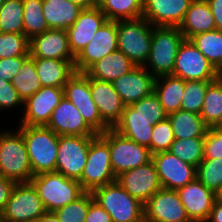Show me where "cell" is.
Instances as JSON below:
<instances>
[{
  "instance_id": "obj_22",
  "label": "cell",
  "mask_w": 222,
  "mask_h": 222,
  "mask_svg": "<svg viewBox=\"0 0 222 222\" xmlns=\"http://www.w3.org/2000/svg\"><path fill=\"white\" fill-rule=\"evenodd\" d=\"M46 127L58 136H96L97 134L86 124L81 113L65 97L53 110Z\"/></svg>"
},
{
  "instance_id": "obj_49",
  "label": "cell",
  "mask_w": 222,
  "mask_h": 222,
  "mask_svg": "<svg viewBox=\"0 0 222 222\" xmlns=\"http://www.w3.org/2000/svg\"><path fill=\"white\" fill-rule=\"evenodd\" d=\"M15 184L0 174V213L5 208Z\"/></svg>"
},
{
  "instance_id": "obj_6",
  "label": "cell",
  "mask_w": 222,
  "mask_h": 222,
  "mask_svg": "<svg viewBox=\"0 0 222 222\" xmlns=\"http://www.w3.org/2000/svg\"><path fill=\"white\" fill-rule=\"evenodd\" d=\"M111 165L109 129L97 134L89 145L86 165L79 183L86 192L116 181Z\"/></svg>"
},
{
  "instance_id": "obj_51",
  "label": "cell",
  "mask_w": 222,
  "mask_h": 222,
  "mask_svg": "<svg viewBox=\"0 0 222 222\" xmlns=\"http://www.w3.org/2000/svg\"><path fill=\"white\" fill-rule=\"evenodd\" d=\"M207 222H222V199L215 200Z\"/></svg>"
},
{
  "instance_id": "obj_19",
  "label": "cell",
  "mask_w": 222,
  "mask_h": 222,
  "mask_svg": "<svg viewBox=\"0 0 222 222\" xmlns=\"http://www.w3.org/2000/svg\"><path fill=\"white\" fill-rule=\"evenodd\" d=\"M107 21L98 6L82 9L76 21L66 30L70 51L76 57L93 39L96 31Z\"/></svg>"
},
{
  "instance_id": "obj_5",
  "label": "cell",
  "mask_w": 222,
  "mask_h": 222,
  "mask_svg": "<svg viewBox=\"0 0 222 222\" xmlns=\"http://www.w3.org/2000/svg\"><path fill=\"white\" fill-rule=\"evenodd\" d=\"M91 193L94 200L109 213L112 222H144V204L132 197L117 180Z\"/></svg>"
},
{
  "instance_id": "obj_56",
  "label": "cell",
  "mask_w": 222,
  "mask_h": 222,
  "mask_svg": "<svg viewBox=\"0 0 222 222\" xmlns=\"http://www.w3.org/2000/svg\"><path fill=\"white\" fill-rule=\"evenodd\" d=\"M6 0H0V7L2 6V4L5 2Z\"/></svg>"
},
{
  "instance_id": "obj_33",
  "label": "cell",
  "mask_w": 222,
  "mask_h": 222,
  "mask_svg": "<svg viewBox=\"0 0 222 222\" xmlns=\"http://www.w3.org/2000/svg\"><path fill=\"white\" fill-rule=\"evenodd\" d=\"M97 6L107 20L137 19L143 15L144 0H101Z\"/></svg>"
},
{
  "instance_id": "obj_25",
  "label": "cell",
  "mask_w": 222,
  "mask_h": 222,
  "mask_svg": "<svg viewBox=\"0 0 222 222\" xmlns=\"http://www.w3.org/2000/svg\"><path fill=\"white\" fill-rule=\"evenodd\" d=\"M153 127L147 117L137 113L131 105H127L120 121L113 129L139 145L148 147L151 152Z\"/></svg>"
},
{
  "instance_id": "obj_36",
  "label": "cell",
  "mask_w": 222,
  "mask_h": 222,
  "mask_svg": "<svg viewBox=\"0 0 222 222\" xmlns=\"http://www.w3.org/2000/svg\"><path fill=\"white\" fill-rule=\"evenodd\" d=\"M24 35L31 38L49 29L43 16V0H22Z\"/></svg>"
},
{
  "instance_id": "obj_27",
  "label": "cell",
  "mask_w": 222,
  "mask_h": 222,
  "mask_svg": "<svg viewBox=\"0 0 222 222\" xmlns=\"http://www.w3.org/2000/svg\"><path fill=\"white\" fill-rule=\"evenodd\" d=\"M42 87L63 88L76 73L75 61L33 58Z\"/></svg>"
},
{
  "instance_id": "obj_12",
  "label": "cell",
  "mask_w": 222,
  "mask_h": 222,
  "mask_svg": "<svg viewBox=\"0 0 222 222\" xmlns=\"http://www.w3.org/2000/svg\"><path fill=\"white\" fill-rule=\"evenodd\" d=\"M172 75L184 81H214L221 74L190 40L184 39L178 48Z\"/></svg>"
},
{
  "instance_id": "obj_7",
  "label": "cell",
  "mask_w": 222,
  "mask_h": 222,
  "mask_svg": "<svg viewBox=\"0 0 222 222\" xmlns=\"http://www.w3.org/2000/svg\"><path fill=\"white\" fill-rule=\"evenodd\" d=\"M184 39L178 27L154 26L151 51L144 67L155 78L172 75L178 48Z\"/></svg>"
},
{
  "instance_id": "obj_13",
  "label": "cell",
  "mask_w": 222,
  "mask_h": 222,
  "mask_svg": "<svg viewBox=\"0 0 222 222\" xmlns=\"http://www.w3.org/2000/svg\"><path fill=\"white\" fill-rule=\"evenodd\" d=\"M118 50L117 21L107 20L92 41L75 57L76 72L85 73L103 57Z\"/></svg>"
},
{
  "instance_id": "obj_24",
  "label": "cell",
  "mask_w": 222,
  "mask_h": 222,
  "mask_svg": "<svg viewBox=\"0 0 222 222\" xmlns=\"http://www.w3.org/2000/svg\"><path fill=\"white\" fill-rule=\"evenodd\" d=\"M192 0H144L143 15L153 26L179 27Z\"/></svg>"
},
{
  "instance_id": "obj_21",
  "label": "cell",
  "mask_w": 222,
  "mask_h": 222,
  "mask_svg": "<svg viewBox=\"0 0 222 222\" xmlns=\"http://www.w3.org/2000/svg\"><path fill=\"white\" fill-rule=\"evenodd\" d=\"M154 82L155 77L144 66H135L128 74L114 80L112 85L127 106L152 94Z\"/></svg>"
},
{
  "instance_id": "obj_54",
  "label": "cell",
  "mask_w": 222,
  "mask_h": 222,
  "mask_svg": "<svg viewBox=\"0 0 222 222\" xmlns=\"http://www.w3.org/2000/svg\"><path fill=\"white\" fill-rule=\"evenodd\" d=\"M212 128L222 132V115L220 119L218 120V122Z\"/></svg>"
},
{
  "instance_id": "obj_30",
  "label": "cell",
  "mask_w": 222,
  "mask_h": 222,
  "mask_svg": "<svg viewBox=\"0 0 222 222\" xmlns=\"http://www.w3.org/2000/svg\"><path fill=\"white\" fill-rule=\"evenodd\" d=\"M185 81L173 75H163L155 78L154 94L167 114L181 109Z\"/></svg>"
},
{
  "instance_id": "obj_20",
  "label": "cell",
  "mask_w": 222,
  "mask_h": 222,
  "mask_svg": "<svg viewBox=\"0 0 222 222\" xmlns=\"http://www.w3.org/2000/svg\"><path fill=\"white\" fill-rule=\"evenodd\" d=\"M29 56L32 58H46L75 61L70 51L66 30L48 29L29 40Z\"/></svg>"
},
{
  "instance_id": "obj_28",
  "label": "cell",
  "mask_w": 222,
  "mask_h": 222,
  "mask_svg": "<svg viewBox=\"0 0 222 222\" xmlns=\"http://www.w3.org/2000/svg\"><path fill=\"white\" fill-rule=\"evenodd\" d=\"M134 67V63L127 56L116 50L97 61L85 73L93 79L113 82L128 74Z\"/></svg>"
},
{
  "instance_id": "obj_47",
  "label": "cell",
  "mask_w": 222,
  "mask_h": 222,
  "mask_svg": "<svg viewBox=\"0 0 222 222\" xmlns=\"http://www.w3.org/2000/svg\"><path fill=\"white\" fill-rule=\"evenodd\" d=\"M29 56L0 59V79L11 82Z\"/></svg>"
},
{
  "instance_id": "obj_4",
  "label": "cell",
  "mask_w": 222,
  "mask_h": 222,
  "mask_svg": "<svg viewBox=\"0 0 222 222\" xmlns=\"http://www.w3.org/2000/svg\"><path fill=\"white\" fill-rule=\"evenodd\" d=\"M153 27L144 17L117 20L118 50L135 66H144L149 58Z\"/></svg>"
},
{
  "instance_id": "obj_52",
  "label": "cell",
  "mask_w": 222,
  "mask_h": 222,
  "mask_svg": "<svg viewBox=\"0 0 222 222\" xmlns=\"http://www.w3.org/2000/svg\"><path fill=\"white\" fill-rule=\"evenodd\" d=\"M69 1L80 6L82 9L92 8L98 5L94 0H69Z\"/></svg>"
},
{
  "instance_id": "obj_11",
  "label": "cell",
  "mask_w": 222,
  "mask_h": 222,
  "mask_svg": "<svg viewBox=\"0 0 222 222\" xmlns=\"http://www.w3.org/2000/svg\"><path fill=\"white\" fill-rule=\"evenodd\" d=\"M109 149L112 170L116 177L122 172L145 165L152 160L148 147L139 145L113 128L109 129Z\"/></svg>"
},
{
  "instance_id": "obj_14",
  "label": "cell",
  "mask_w": 222,
  "mask_h": 222,
  "mask_svg": "<svg viewBox=\"0 0 222 222\" xmlns=\"http://www.w3.org/2000/svg\"><path fill=\"white\" fill-rule=\"evenodd\" d=\"M63 97V88L42 87L24 101V112L18 126H46Z\"/></svg>"
},
{
  "instance_id": "obj_39",
  "label": "cell",
  "mask_w": 222,
  "mask_h": 222,
  "mask_svg": "<svg viewBox=\"0 0 222 222\" xmlns=\"http://www.w3.org/2000/svg\"><path fill=\"white\" fill-rule=\"evenodd\" d=\"M196 178L218 195L222 190V158H203L196 168Z\"/></svg>"
},
{
  "instance_id": "obj_3",
  "label": "cell",
  "mask_w": 222,
  "mask_h": 222,
  "mask_svg": "<svg viewBox=\"0 0 222 222\" xmlns=\"http://www.w3.org/2000/svg\"><path fill=\"white\" fill-rule=\"evenodd\" d=\"M30 183L36 189L46 212H54L77 200L86 192L79 181L57 172L35 175Z\"/></svg>"
},
{
  "instance_id": "obj_17",
  "label": "cell",
  "mask_w": 222,
  "mask_h": 222,
  "mask_svg": "<svg viewBox=\"0 0 222 222\" xmlns=\"http://www.w3.org/2000/svg\"><path fill=\"white\" fill-rule=\"evenodd\" d=\"M116 180L132 197L138 199L142 204H145L162 188L152 160L145 165L122 172Z\"/></svg>"
},
{
  "instance_id": "obj_48",
  "label": "cell",
  "mask_w": 222,
  "mask_h": 222,
  "mask_svg": "<svg viewBox=\"0 0 222 222\" xmlns=\"http://www.w3.org/2000/svg\"><path fill=\"white\" fill-rule=\"evenodd\" d=\"M85 222H112L109 213L95 200L89 204Z\"/></svg>"
},
{
  "instance_id": "obj_2",
  "label": "cell",
  "mask_w": 222,
  "mask_h": 222,
  "mask_svg": "<svg viewBox=\"0 0 222 222\" xmlns=\"http://www.w3.org/2000/svg\"><path fill=\"white\" fill-rule=\"evenodd\" d=\"M0 174L18 183H30L33 177L22 132L0 131Z\"/></svg>"
},
{
  "instance_id": "obj_43",
  "label": "cell",
  "mask_w": 222,
  "mask_h": 222,
  "mask_svg": "<svg viewBox=\"0 0 222 222\" xmlns=\"http://www.w3.org/2000/svg\"><path fill=\"white\" fill-rule=\"evenodd\" d=\"M131 106L137 113L147 117L152 126L168 118V114L165 112L154 92L136 103L131 104Z\"/></svg>"
},
{
  "instance_id": "obj_57",
  "label": "cell",
  "mask_w": 222,
  "mask_h": 222,
  "mask_svg": "<svg viewBox=\"0 0 222 222\" xmlns=\"http://www.w3.org/2000/svg\"><path fill=\"white\" fill-rule=\"evenodd\" d=\"M0 222H7L0 216Z\"/></svg>"
},
{
  "instance_id": "obj_29",
  "label": "cell",
  "mask_w": 222,
  "mask_h": 222,
  "mask_svg": "<svg viewBox=\"0 0 222 222\" xmlns=\"http://www.w3.org/2000/svg\"><path fill=\"white\" fill-rule=\"evenodd\" d=\"M43 16L49 29L67 30L82 8L69 0H43Z\"/></svg>"
},
{
  "instance_id": "obj_8",
  "label": "cell",
  "mask_w": 222,
  "mask_h": 222,
  "mask_svg": "<svg viewBox=\"0 0 222 222\" xmlns=\"http://www.w3.org/2000/svg\"><path fill=\"white\" fill-rule=\"evenodd\" d=\"M64 97L81 113L86 124L96 133L110 129L101 119L90 91L89 76L76 72L63 86Z\"/></svg>"
},
{
  "instance_id": "obj_58",
  "label": "cell",
  "mask_w": 222,
  "mask_h": 222,
  "mask_svg": "<svg viewBox=\"0 0 222 222\" xmlns=\"http://www.w3.org/2000/svg\"><path fill=\"white\" fill-rule=\"evenodd\" d=\"M94 1H95L97 4H99L101 0H94Z\"/></svg>"
},
{
  "instance_id": "obj_10",
  "label": "cell",
  "mask_w": 222,
  "mask_h": 222,
  "mask_svg": "<svg viewBox=\"0 0 222 222\" xmlns=\"http://www.w3.org/2000/svg\"><path fill=\"white\" fill-rule=\"evenodd\" d=\"M95 136H59L55 172L79 181L86 165L90 141Z\"/></svg>"
},
{
  "instance_id": "obj_50",
  "label": "cell",
  "mask_w": 222,
  "mask_h": 222,
  "mask_svg": "<svg viewBox=\"0 0 222 222\" xmlns=\"http://www.w3.org/2000/svg\"><path fill=\"white\" fill-rule=\"evenodd\" d=\"M210 6L217 30H222V0H206Z\"/></svg>"
},
{
  "instance_id": "obj_42",
  "label": "cell",
  "mask_w": 222,
  "mask_h": 222,
  "mask_svg": "<svg viewBox=\"0 0 222 222\" xmlns=\"http://www.w3.org/2000/svg\"><path fill=\"white\" fill-rule=\"evenodd\" d=\"M29 56V39L24 34L0 32V59Z\"/></svg>"
},
{
  "instance_id": "obj_44",
  "label": "cell",
  "mask_w": 222,
  "mask_h": 222,
  "mask_svg": "<svg viewBox=\"0 0 222 222\" xmlns=\"http://www.w3.org/2000/svg\"><path fill=\"white\" fill-rule=\"evenodd\" d=\"M175 140L171 122L168 118L154 125L151 138V154L169 151Z\"/></svg>"
},
{
  "instance_id": "obj_31",
  "label": "cell",
  "mask_w": 222,
  "mask_h": 222,
  "mask_svg": "<svg viewBox=\"0 0 222 222\" xmlns=\"http://www.w3.org/2000/svg\"><path fill=\"white\" fill-rule=\"evenodd\" d=\"M168 119L171 122L174 137L178 139L204 137L208 130L200 114L180 109L168 114Z\"/></svg>"
},
{
  "instance_id": "obj_37",
  "label": "cell",
  "mask_w": 222,
  "mask_h": 222,
  "mask_svg": "<svg viewBox=\"0 0 222 222\" xmlns=\"http://www.w3.org/2000/svg\"><path fill=\"white\" fill-rule=\"evenodd\" d=\"M169 151L182 161L197 168L204 158V137L175 138Z\"/></svg>"
},
{
  "instance_id": "obj_45",
  "label": "cell",
  "mask_w": 222,
  "mask_h": 222,
  "mask_svg": "<svg viewBox=\"0 0 222 222\" xmlns=\"http://www.w3.org/2000/svg\"><path fill=\"white\" fill-rule=\"evenodd\" d=\"M24 107V101L19 96L17 90L11 82L0 79V110L14 108L16 106Z\"/></svg>"
},
{
  "instance_id": "obj_41",
  "label": "cell",
  "mask_w": 222,
  "mask_h": 222,
  "mask_svg": "<svg viewBox=\"0 0 222 222\" xmlns=\"http://www.w3.org/2000/svg\"><path fill=\"white\" fill-rule=\"evenodd\" d=\"M94 200L91 192H85L77 200L54 211L60 222H85L89 204Z\"/></svg>"
},
{
  "instance_id": "obj_46",
  "label": "cell",
  "mask_w": 222,
  "mask_h": 222,
  "mask_svg": "<svg viewBox=\"0 0 222 222\" xmlns=\"http://www.w3.org/2000/svg\"><path fill=\"white\" fill-rule=\"evenodd\" d=\"M204 158H222V132L212 127L204 136Z\"/></svg>"
},
{
  "instance_id": "obj_34",
  "label": "cell",
  "mask_w": 222,
  "mask_h": 222,
  "mask_svg": "<svg viewBox=\"0 0 222 222\" xmlns=\"http://www.w3.org/2000/svg\"><path fill=\"white\" fill-rule=\"evenodd\" d=\"M11 83L23 101L42 88L36 71L35 61L32 57L29 56L23 62L21 69L17 72L16 77L12 79Z\"/></svg>"
},
{
  "instance_id": "obj_38",
  "label": "cell",
  "mask_w": 222,
  "mask_h": 222,
  "mask_svg": "<svg viewBox=\"0 0 222 222\" xmlns=\"http://www.w3.org/2000/svg\"><path fill=\"white\" fill-rule=\"evenodd\" d=\"M0 32L24 34L22 0H6L0 7Z\"/></svg>"
},
{
  "instance_id": "obj_15",
  "label": "cell",
  "mask_w": 222,
  "mask_h": 222,
  "mask_svg": "<svg viewBox=\"0 0 222 222\" xmlns=\"http://www.w3.org/2000/svg\"><path fill=\"white\" fill-rule=\"evenodd\" d=\"M144 222H191L177 190L161 188L144 204Z\"/></svg>"
},
{
  "instance_id": "obj_23",
  "label": "cell",
  "mask_w": 222,
  "mask_h": 222,
  "mask_svg": "<svg viewBox=\"0 0 222 222\" xmlns=\"http://www.w3.org/2000/svg\"><path fill=\"white\" fill-rule=\"evenodd\" d=\"M92 99L96 104L101 119L109 127L120 121L125 104L115 91L112 82L101 81L89 77Z\"/></svg>"
},
{
  "instance_id": "obj_18",
  "label": "cell",
  "mask_w": 222,
  "mask_h": 222,
  "mask_svg": "<svg viewBox=\"0 0 222 222\" xmlns=\"http://www.w3.org/2000/svg\"><path fill=\"white\" fill-rule=\"evenodd\" d=\"M178 195L191 222H207L218 195L197 178L177 189Z\"/></svg>"
},
{
  "instance_id": "obj_9",
  "label": "cell",
  "mask_w": 222,
  "mask_h": 222,
  "mask_svg": "<svg viewBox=\"0 0 222 222\" xmlns=\"http://www.w3.org/2000/svg\"><path fill=\"white\" fill-rule=\"evenodd\" d=\"M46 209L31 183L15 184L0 216L7 222H36Z\"/></svg>"
},
{
  "instance_id": "obj_32",
  "label": "cell",
  "mask_w": 222,
  "mask_h": 222,
  "mask_svg": "<svg viewBox=\"0 0 222 222\" xmlns=\"http://www.w3.org/2000/svg\"><path fill=\"white\" fill-rule=\"evenodd\" d=\"M189 40L222 75V30L199 33Z\"/></svg>"
},
{
  "instance_id": "obj_53",
  "label": "cell",
  "mask_w": 222,
  "mask_h": 222,
  "mask_svg": "<svg viewBox=\"0 0 222 222\" xmlns=\"http://www.w3.org/2000/svg\"><path fill=\"white\" fill-rule=\"evenodd\" d=\"M36 222H60L53 212H46Z\"/></svg>"
},
{
  "instance_id": "obj_55",
  "label": "cell",
  "mask_w": 222,
  "mask_h": 222,
  "mask_svg": "<svg viewBox=\"0 0 222 222\" xmlns=\"http://www.w3.org/2000/svg\"><path fill=\"white\" fill-rule=\"evenodd\" d=\"M218 198L222 199V190H221L220 193L218 194Z\"/></svg>"
},
{
  "instance_id": "obj_16",
  "label": "cell",
  "mask_w": 222,
  "mask_h": 222,
  "mask_svg": "<svg viewBox=\"0 0 222 222\" xmlns=\"http://www.w3.org/2000/svg\"><path fill=\"white\" fill-rule=\"evenodd\" d=\"M162 188L177 190L196 179V167L182 161L170 151L152 154Z\"/></svg>"
},
{
  "instance_id": "obj_40",
  "label": "cell",
  "mask_w": 222,
  "mask_h": 222,
  "mask_svg": "<svg viewBox=\"0 0 222 222\" xmlns=\"http://www.w3.org/2000/svg\"><path fill=\"white\" fill-rule=\"evenodd\" d=\"M212 81L186 80L182 96L181 110L200 114L206 90Z\"/></svg>"
},
{
  "instance_id": "obj_1",
  "label": "cell",
  "mask_w": 222,
  "mask_h": 222,
  "mask_svg": "<svg viewBox=\"0 0 222 222\" xmlns=\"http://www.w3.org/2000/svg\"><path fill=\"white\" fill-rule=\"evenodd\" d=\"M23 135L33 176L55 172L59 136L46 126H19Z\"/></svg>"
},
{
  "instance_id": "obj_35",
  "label": "cell",
  "mask_w": 222,
  "mask_h": 222,
  "mask_svg": "<svg viewBox=\"0 0 222 222\" xmlns=\"http://www.w3.org/2000/svg\"><path fill=\"white\" fill-rule=\"evenodd\" d=\"M222 115V75L212 81L206 90L200 116L208 127H213Z\"/></svg>"
},
{
  "instance_id": "obj_26",
  "label": "cell",
  "mask_w": 222,
  "mask_h": 222,
  "mask_svg": "<svg viewBox=\"0 0 222 222\" xmlns=\"http://www.w3.org/2000/svg\"><path fill=\"white\" fill-rule=\"evenodd\" d=\"M178 28L187 40L199 33L216 30L214 17L208 2L206 0L191 1Z\"/></svg>"
}]
</instances>
